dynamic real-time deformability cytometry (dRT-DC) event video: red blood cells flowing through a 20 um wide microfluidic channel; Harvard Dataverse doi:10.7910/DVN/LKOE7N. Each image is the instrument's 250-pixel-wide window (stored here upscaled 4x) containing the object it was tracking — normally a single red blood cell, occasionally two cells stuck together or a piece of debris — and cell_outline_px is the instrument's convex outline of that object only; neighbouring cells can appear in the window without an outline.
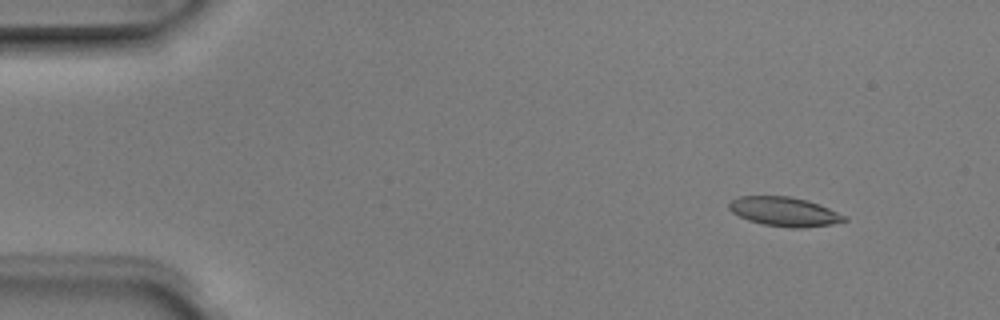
{"species": "Egyptian fruit bat (a non-hibernating species)", "species_latin": "Rousettus aegyptiacus", "temperature_condition": "room temperature", "stored_images_in_passage": 3, "camera_frame_rate_fps": 3000, "um_per_image_px": 0.085, "animal": {"sex": "male"}, "frame": {"image": 1, "passage_image": 2, "time_ms": 0.333, "image_size_px": [1000, 320], "cell_outline_px": [[848, 220], [832, 224], [800, 228], [792, 228], [764, 224], [748, 220], [732, 212], [728, 208], [728, 204], [732, 200], [740, 196], [792, 196], [808, 200], [848, 216]], "centroid_in_image_um": [66.69, 17.98], "position_along_channel_um": 18.3, "area_um2": 19.59}}